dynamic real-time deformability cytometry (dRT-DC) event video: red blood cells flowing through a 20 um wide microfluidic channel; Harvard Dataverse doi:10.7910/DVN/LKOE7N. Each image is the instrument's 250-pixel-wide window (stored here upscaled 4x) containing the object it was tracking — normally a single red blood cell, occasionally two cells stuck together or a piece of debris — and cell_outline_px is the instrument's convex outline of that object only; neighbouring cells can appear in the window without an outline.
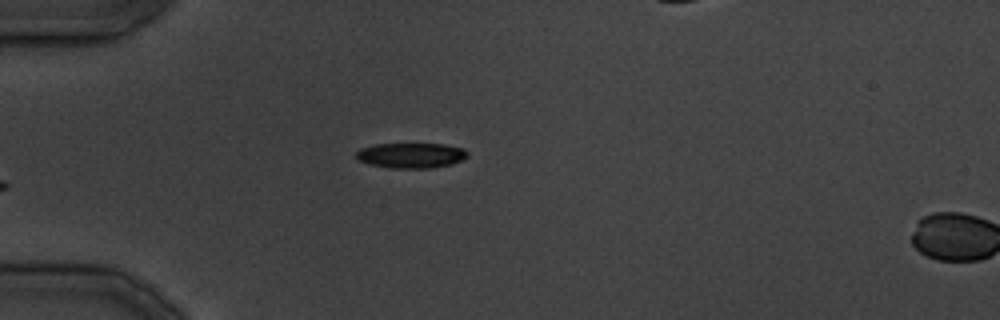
{"species": "common noctule bat (a hibernating species)", "species_latin": "Nyctalus noctula", "temperature_condition": "cold", "stored_images_in_passage": 4, "camera_frame_rate_fps": 3000, "um_per_image_px": 0.085, "animal": {"sex": "male", "body_mass_g": 19.5, "forearm_length_mm": 54.6}, "frame": {"image": 1, "passage_image": 2, "time_ms": 1.0, "image_size_px": [1000, 320], "cell_outline_px": [[468, 156], [452, 164], [432, 168], [388, 168], [368, 164], [356, 160], [356, 152], [360, 148], [376, 144], [444, 144], [464, 148], [468, 152]], "centroid_in_image_um": [34.91, 13.21], "position_along_channel_um": 50.1, "area_um2": 16.53}}